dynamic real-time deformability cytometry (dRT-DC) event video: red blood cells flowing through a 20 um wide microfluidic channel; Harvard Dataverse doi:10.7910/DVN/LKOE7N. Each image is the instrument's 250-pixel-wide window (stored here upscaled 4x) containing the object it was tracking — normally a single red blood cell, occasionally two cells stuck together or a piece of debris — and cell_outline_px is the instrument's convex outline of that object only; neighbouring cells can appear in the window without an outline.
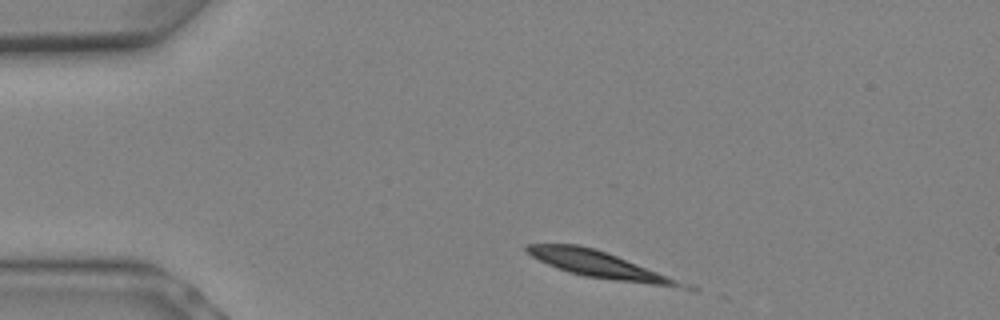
{"species": "Egyptian fruit bat (a non-hibernating species)", "species_latin": "Rousettus aegyptiacus", "temperature_condition": "warm", "stored_images_in_passage": 4, "camera_frame_rate_fps": 3000, "um_per_image_px": 0.085, "animal": {"sex": "female"}, "frame": {"image": 1, "passage_image": 1, "time_ms": 0.0, "image_size_px": [1000, 320], "cell_outline_px": [[700, 288], [696, 292], [584, 276], [568, 272], [548, 264], [532, 256], [524, 248], [524, 244], [576, 244], [596, 248]], "centroid_in_image_um": [51.19, 22.57], "position_along_channel_um": 33.8, "area_um2": 24.62}}